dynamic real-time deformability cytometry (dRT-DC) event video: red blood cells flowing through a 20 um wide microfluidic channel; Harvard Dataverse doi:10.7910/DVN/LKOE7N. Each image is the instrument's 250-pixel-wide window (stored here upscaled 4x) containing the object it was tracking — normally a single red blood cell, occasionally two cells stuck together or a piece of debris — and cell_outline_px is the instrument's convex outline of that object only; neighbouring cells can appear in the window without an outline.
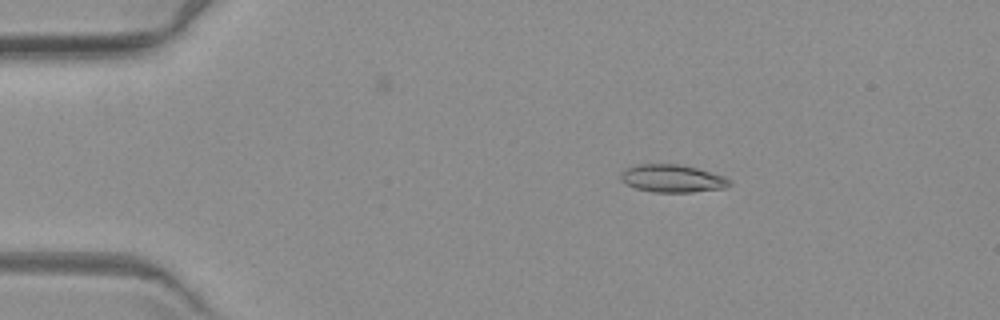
{"species": "common noctule bat (a hibernating species)", "species_latin": "Nyctalus noctula", "temperature_condition": "warm", "stored_images_in_passage": 6, "camera_frame_rate_fps": 3000, "um_per_image_px": 0.085, "animal": {"sex": "female", "body_mass_g": 19.3, "forearm_length_mm": 54.1}, "frame": {"image": 1, "passage_image": 4, "time_ms": 3.333, "image_size_px": [1000, 320], "cell_outline_px": [[732, 184], [724, 188], [692, 192], [652, 192], [636, 188], [620, 180], [620, 172], [628, 168], [640, 164], [680, 164], [696, 168], [724, 176], [732, 180]], "centroid_in_image_um": [57.17, 15.17], "position_along_channel_um": 27.8, "area_um2": 17.51}}